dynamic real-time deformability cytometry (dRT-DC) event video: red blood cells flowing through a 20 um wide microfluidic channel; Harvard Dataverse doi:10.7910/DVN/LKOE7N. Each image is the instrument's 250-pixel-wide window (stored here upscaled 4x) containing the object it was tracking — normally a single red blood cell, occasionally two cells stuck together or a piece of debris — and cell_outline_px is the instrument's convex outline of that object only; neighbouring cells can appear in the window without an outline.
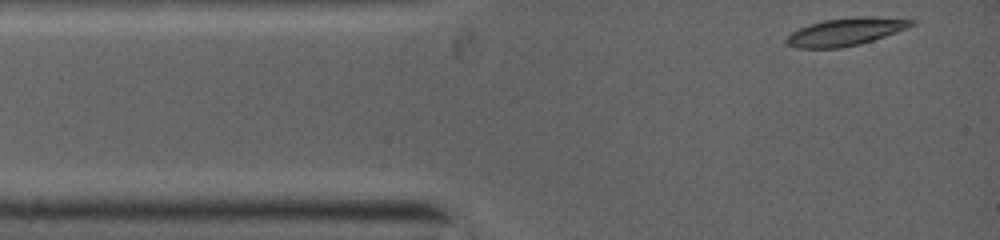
{"species": "common noctule bat (a hibernating species)", "species_latin": "Nyctalus noctula", "temperature_condition": "warm", "stored_images_in_passage": 23, "camera_frame_rate_fps": 5000, "um_per_image_px": 0.085, "animal": {"sex": "female", "body_mass_g": 19.0, "forearm_length_mm": 53.3}, "frame": {"image": 1, "passage_image": 1, "time_ms": 0.0, "image_size_px": [1000, 240], "cell_outline_px": [[916, 24], [884, 36], [872, 40], [840, 48], [800, 48], [788, 44], [784, 40], [792, 32], [800, 28], [824, 20], [916, 20]], "centroid_in_image_um": [71.73, 2.78], "position_along_channel_um": 13.3, "area_um2": 18.21}}
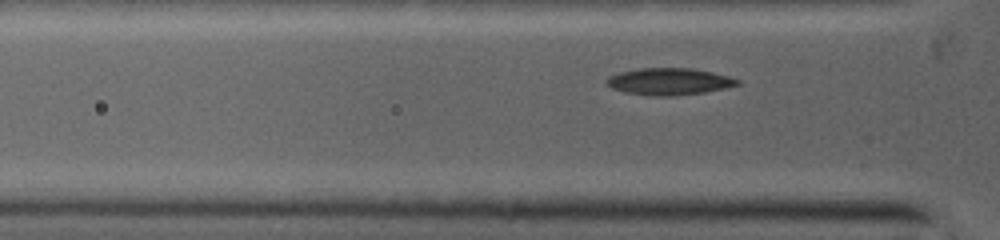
{"frame": {"image": 2, "passage_image": 17, "time_ms": 2.2, "image_size_px": [1000, 240], "cell_outline_px": [[740, 84], [704, 92], [672, 96], [664, 96], [628, 92], [612, 88], [604, 80], [608, 76], [620, 72], [640, 68], [692, 68], [712, 72], [728, 76], [740, 80]], "centroid_in_image_um": [56.88, 6.91], "position_along_channel_um": 68.9, "area_um2": 20.11}}
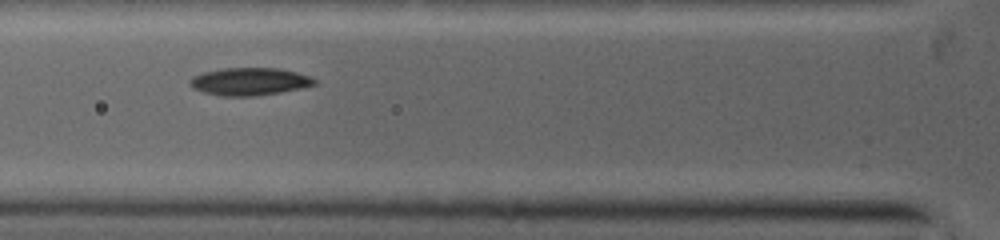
{"frame": {"image": 3, "passage_image": 22, "time_ms": 3.0, "image_size_px": [1000, 240], "cell_outline_px": [[316, 84], [276, 92], [252, 96], [220, 96], [204, 92], [192, 88], [192, 76], [204, 72], [224, 68], [276, 68], [296, 72], [308, 76], [316, 80]], "centroid_in_image_um": [21.17, 6.92], "position_along_channel_um": 104.6, "area_um2": 19.48}}